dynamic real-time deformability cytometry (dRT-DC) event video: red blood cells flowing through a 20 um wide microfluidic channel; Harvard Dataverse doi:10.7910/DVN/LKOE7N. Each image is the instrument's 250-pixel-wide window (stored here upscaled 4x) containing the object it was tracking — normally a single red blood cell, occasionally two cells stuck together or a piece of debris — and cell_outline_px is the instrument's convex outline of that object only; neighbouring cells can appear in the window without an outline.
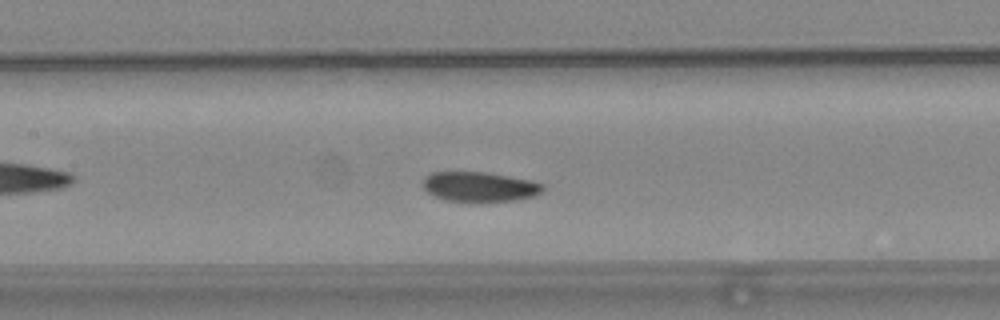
{"species": "common noctule bat (a hibernating species)", "species_latin": "Nyctalus noctula", "temperature_condition": "warm", "stored_images_in_passage": 45, "camera_frame_rate_fps": 3000, "um_per_image_px": 0.085, "animal": {"sex": "female", "body_mass_g": 24.6, "forearm_length_mm": 56.2}, "frame": {"image": 1, "passage_image": 23, "time_ms": 7.333, "image_size_px": [1000, 320], "cell_outline_px": [[544, 192], [532, 196], [512, 200], [476, 204], [472, 204], [448, 200], [432, 196], [424, 188], [424, 176], [432, 172], [484, 172], [532, 180], [544, 184]], "centroid_in_image_um": [40.77, 15.9], "position_along_channel_um": 166.6, "area_um2": 21.39}}
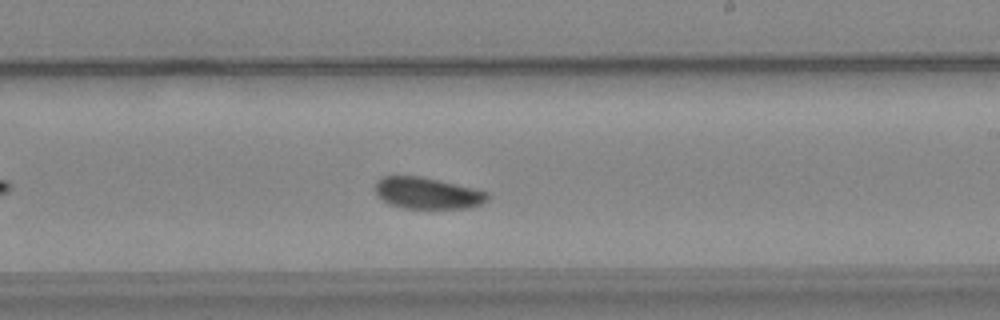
{"frame": {"image": 2, "passage_image": 30, "time_ms": 9.667, "image_size_px": [1000, 320], "cell_outline_px": [[488, 200], [480, 204], [468, 208], [404, 208], [388, 204], [376, 196], [376, 180], [384, 176], [420, 176], [472, 188], [488, 192]], "centroid_in_image_um": [36.28, 16.42], "position_along_channel_um": 252.7, "area_um2": 20.46}}
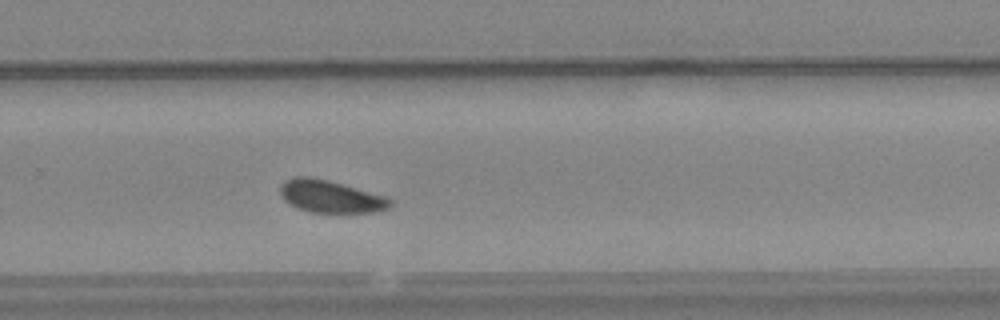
{"frame": {"image": 3, "passage_image": 34, "time_ms": 11.0, "image_size_px": [1000, 320], "cell_outline_px": [[392, 204], [388, 208], [376, 212], [308, 212], [296, 208], [288, 204], [284, 200], [280, 192], [280, 184], [284, 180], [296, 176], [308, 176], [328, 180], [388, 196], [392, 200]], "centroid_in_image_um": [28.08, 16.69], "position_along_channel_um": 301.7, "area_um2": 21.04}, "authors_computed_cell_mechanics": {"area_um2": 21.3282, "velocity_mm_per_s": 3.6936, "shape_relaxation_time_tau1_ms": 3.7733, "shape_relaxation_time_tau2_ms": null, "deformation_change_tau1": 0.1119, "deformation_change_tau2": null}}